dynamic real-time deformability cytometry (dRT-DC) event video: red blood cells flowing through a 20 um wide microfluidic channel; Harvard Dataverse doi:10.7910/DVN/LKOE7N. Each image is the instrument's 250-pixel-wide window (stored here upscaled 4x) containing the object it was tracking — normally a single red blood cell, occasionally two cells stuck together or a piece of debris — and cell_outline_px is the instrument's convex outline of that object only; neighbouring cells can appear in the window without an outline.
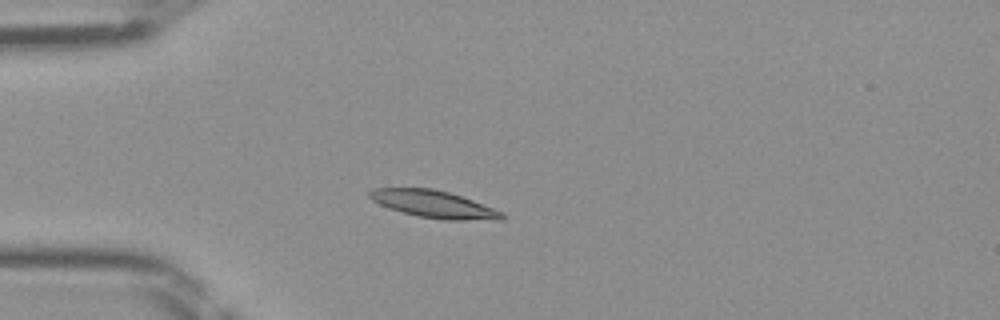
{"species": "Egyptian fruit bat (a non-hibernating species)", "species_latin": "Rousettus aegyptiacus", "temperature_condition": "room temperature", "stored_images_in_passage": 35, "camera_frame_rate_fps": 3000, "um_per_image_px": 0.085, "frame": {"image": 1, "passage_image": 1, "time_ms": 0.0, "image_size_px": [1000, 320], "cell_outline_px": [[504, 220], [444, 220], [420, 216], [404, 212], [380, 204], [372, 200], [368, 196], [368, 192], [372, 188], [432, 188], [448, 192], [472, 200], [504, 212]], "centroid_in_image_um": [36.9, 17.35], "position_along_channel_um": 48.1, "area_um2": 20.81}}
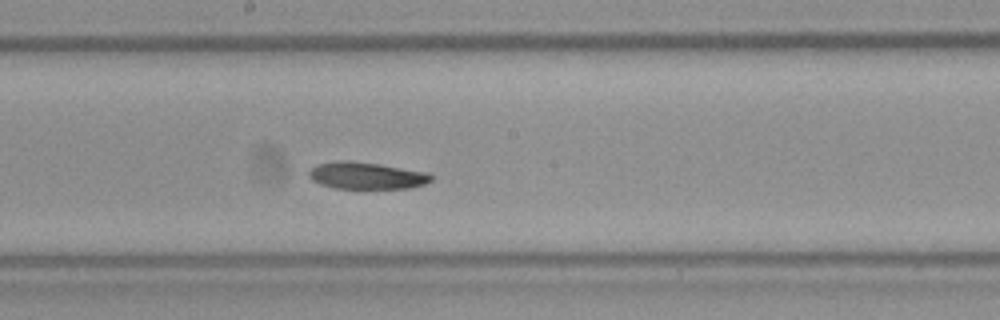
{"frame": {"image": 2, "passage_image": 14, "time_ms": 4.333, "image_size_px": [1000, 320], "cell_outline_px": [[432, 180], [424, 184], [408, 188], [336, 188], [320, 184], [312, 180], [308, 176], [308, 172], [316, 164], [336, 160], [348, 160], [380, 164], [428, 172], [432, 176]], "centroid_in_image_um": [31.13, 14.91], "position_along_channel_um": 217.1, "area_um2": 19.25}}
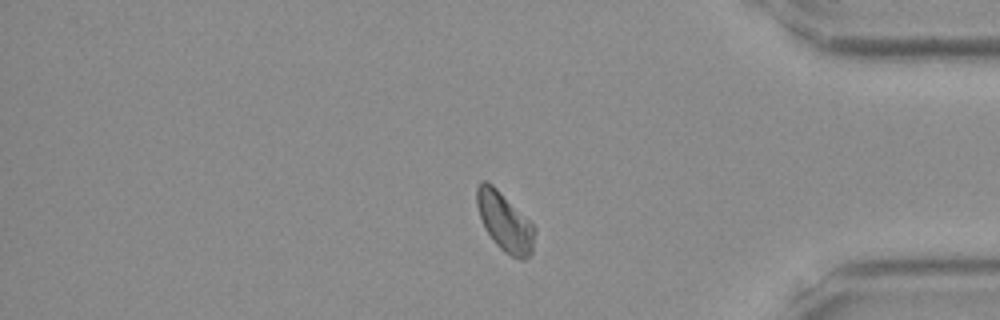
{"frame": {"image": 3, "passage_image": 28, "time_ms": 9.0, "image_size_px": [1000, 320], "cell_outline_px": [[536, 228], [532, 252], [524, 260], [520, 260], [504, 252], [492, 240], [484, 228], [476, 204], [476, 188], [480, 180], [484, 180], [492, 184]], "centroid_in_image_um": [42.88, 18.87], "position_along_channel_um": 392.3, "area_um2": 19.65}}